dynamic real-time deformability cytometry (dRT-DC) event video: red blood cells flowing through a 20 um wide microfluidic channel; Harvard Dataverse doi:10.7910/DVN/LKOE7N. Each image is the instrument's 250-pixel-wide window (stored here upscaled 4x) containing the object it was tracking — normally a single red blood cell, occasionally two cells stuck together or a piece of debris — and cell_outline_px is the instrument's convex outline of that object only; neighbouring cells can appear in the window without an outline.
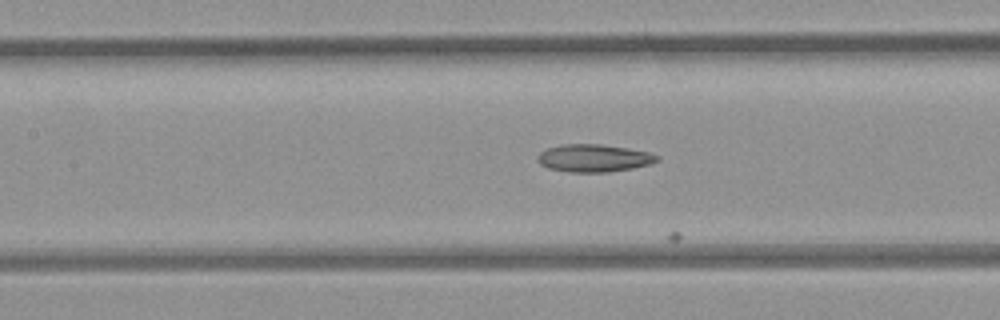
{"species": "common noctule bat (a hibernating species)", "species_latin": "Nyctalus noctula", "temperature_condition": "room temperature", "stored_images_in_passage": 33, "camera_frame_rate_fps": 3000, "um_per_image_px": 0.085, "animal": {"sex": "female", "body_mass_g": 21.9}, "frame": {"image": 1, "passage_image": 20, "time_ms": 6.333, "image_size_px": [1000, 320], "cell_outline_px": [[660, 160], [652, 164], [632, 168], [608, 172], [568, 172], [548, 168], [540, 164], [536, 160], [536, 156], [540, 152], [548, 148], [564, 144], [600, 144], [628, 148], [648, 152], [660, 156]], "centroid_in_image_um": [50.48, 13.44], "position_along_channel_um": 156.9, "area_um2": 19.36}}